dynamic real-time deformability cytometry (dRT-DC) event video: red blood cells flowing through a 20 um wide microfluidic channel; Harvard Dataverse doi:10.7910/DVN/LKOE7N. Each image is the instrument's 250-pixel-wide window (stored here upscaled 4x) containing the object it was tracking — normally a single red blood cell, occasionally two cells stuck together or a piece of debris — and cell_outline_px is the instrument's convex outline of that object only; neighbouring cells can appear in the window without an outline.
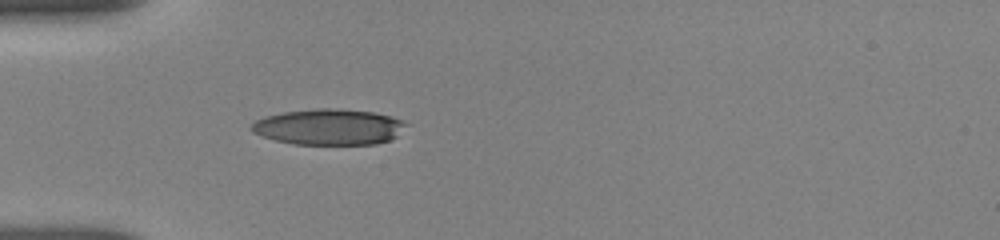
{"species": "human", "species_latin": "Homo sapiens", "temperature_condition": "room temperature", "stored_images_in_passage": 23, "camera_frame_rate_fps": 3000, "um_per_image_px": 0.085, "donor": {"sex": "female"}, "frame": {"image": 1, "passage_image": 1, "time_ms": 0.0, "image_size_px": [1000, 240], "cell_outline_px": [[408, 124], [396, 136], [388, 140], [376, 144], [292, 144], [276, 140], [252, 132], [248, 128], [256, 120], [264, 116], [284, 112], [316, 108], [340, 108], [372, 112], [392, 116]], "centroid_in_image_um": [27.93, 10.78], "position_along_channel_um": 57.1, "area_um2": 32.31}}
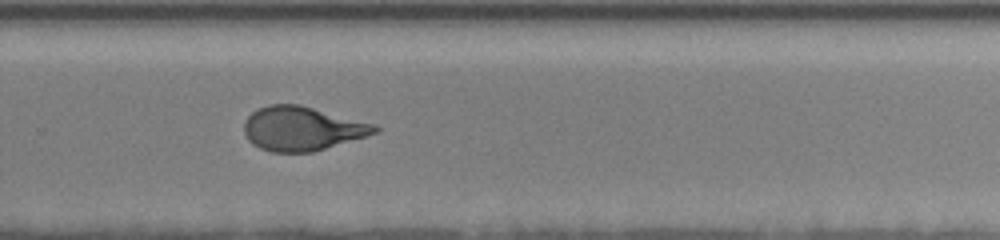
{"frame": {"image": 2, "passage_image": 13, "time_ms": 6.667, "image_size_px": [1000, 240], "cell_outline_px": [[380, 128], [376, 132], [364, 136], [312, 152], [272, 152], [260, 148], [252, 144], [248, 140], [244, 132], [244, 120], [252, 112], [268, 104], [300, 104], [376, 124]], "centroid_in_image_um": [25.64, 10.92], "position_along_channel_um": 304.2, "area_um2": 33.41}}
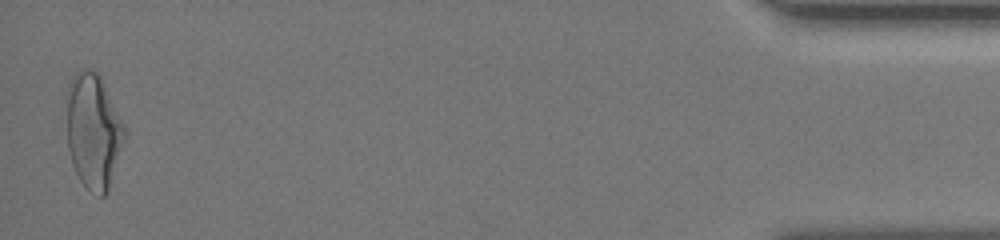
{"frame": {"image": 3, "passage_image": 23, "time_ms": 12.0, "image_size_px": [1000, 240], "cell_outline_px": [[124, 136], [108, 188], [104, 196], [100, 196], [88, 188], [80, 180], [72, 164], [68, 148], [68, 88], [72, 76], [76, 72], [84, 68], [88, 68], [96, 72], [100, 76], [124, 128]], "centroid_in_image_um": [7.9, 11.11], "position_along_channel_um": 427.3, "area_um2": 37.28}, "authors_computed_cell_mechanics": {"area_um2": 33.524, "velocity_mm_per_s": 3.8144, "shape_relaxation_time_tau1_ms": 3.6141, "shape_relaxation_time_tau2_ms": 0.7428, "deformation_change_tau1": 0.1502, "deformation_change_tau2": 0.0466}}